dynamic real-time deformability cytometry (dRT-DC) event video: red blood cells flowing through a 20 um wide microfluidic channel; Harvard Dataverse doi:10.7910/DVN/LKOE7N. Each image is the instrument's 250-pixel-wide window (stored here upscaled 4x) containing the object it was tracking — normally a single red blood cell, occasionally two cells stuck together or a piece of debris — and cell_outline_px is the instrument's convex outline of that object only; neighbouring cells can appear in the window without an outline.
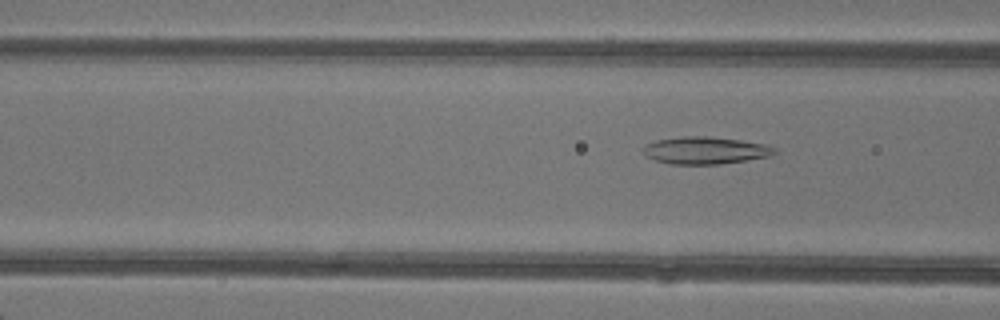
{"species": "common noctule bat (a hibernating species)", "species_latin": "Nyctalus noctula", "temperature_condition": "warm", "stored_images_in_passage": 6, "camera_frame_rate_fps": 3000, "um_per_image_px": 0.085, "animal": {"sex": "female"}, "frame": {"image": 1, "passage_image": 6, "time_ms": 6.0, "image_size_px": [1000, 320], "cell_outline_px": [[776, 152], [768, 156], [748, 160], [720, 164], [668, 164], [644, 156], [644, 148], [648, 144], [656, 140], [680, 136], [708, 136], [740, 140], [764, 144], [776, 148]], "centroid_in_image_um": [59.94, 12.78], "position_along_channel_um": 106.7, "area_um2": 20.81}}